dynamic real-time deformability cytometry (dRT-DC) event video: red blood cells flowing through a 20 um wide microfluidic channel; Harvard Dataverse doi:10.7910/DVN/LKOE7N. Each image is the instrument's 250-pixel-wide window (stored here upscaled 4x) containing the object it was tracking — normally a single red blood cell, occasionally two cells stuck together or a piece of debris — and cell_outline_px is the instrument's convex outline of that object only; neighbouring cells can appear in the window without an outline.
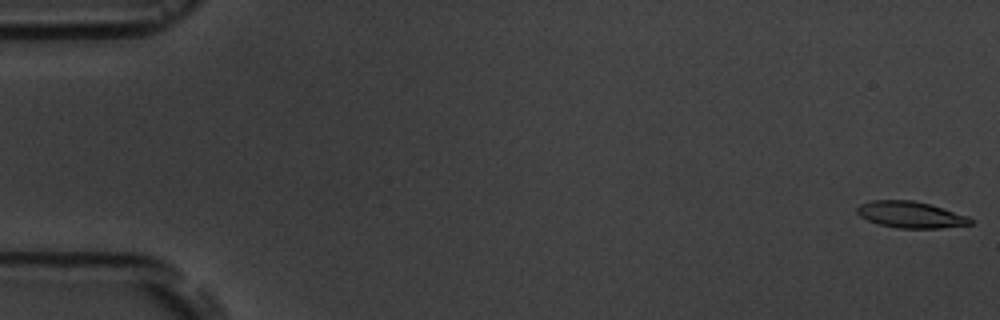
{"species": "common noctule bat (a hibernating species)", "species_latin": "Nyctalus noctula", "temperature_condition": "room temperature", "stored_images_in_passage": 6, "camera_frame_rate_fps": 3000, "um_per_image_px": 0.085, "animal": {"sex": "male", "body_mass_g": 19.5, "forearm_length_mm": 54.6}, "frame": {"image": 1, "passage_image": 1, "time_ms": 0.0, "image_size_px": [1000, 320], "cell_outline_px": [[972, 224], [940, 228], [896, 228], [880, 224], [868, 220], [860, 216], [856, 212], [856, 208], [860, 204], [872, 200], [912, 200], [928, 204], [968, 216], [972, 220]], "centroid_in_image_um": [77.37, 18.25], "position_along_channel_um": 7.6, "area_um2": 17.28}}
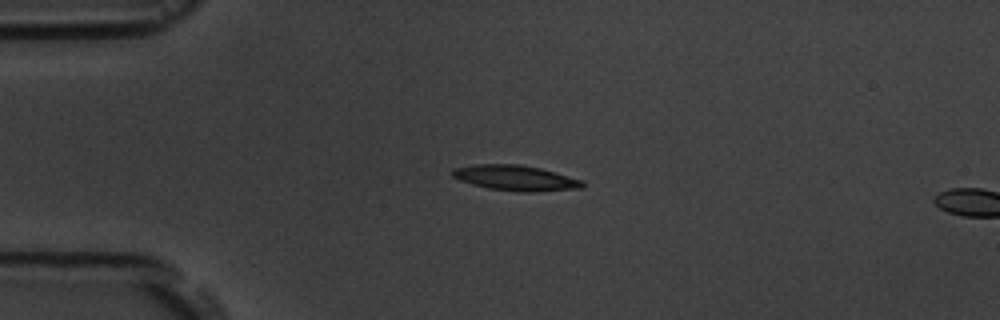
{"frame": {"image": 2, "passage_image": 5, "time_ms": 4.333, "image_size_px": [1000, 320], "cell_outline_px": [[584, 188], [536, 192], [520, 192], [488, 188], [472, 184], [460, 180], [452, 176], [452, 168], [476, 164], [520, 164], [540, 168], [584, 180]], "centroid_in_image_um": [43.85, 15.13], "position_along_channel_um": 41.2, "area_um2": 19.36}}